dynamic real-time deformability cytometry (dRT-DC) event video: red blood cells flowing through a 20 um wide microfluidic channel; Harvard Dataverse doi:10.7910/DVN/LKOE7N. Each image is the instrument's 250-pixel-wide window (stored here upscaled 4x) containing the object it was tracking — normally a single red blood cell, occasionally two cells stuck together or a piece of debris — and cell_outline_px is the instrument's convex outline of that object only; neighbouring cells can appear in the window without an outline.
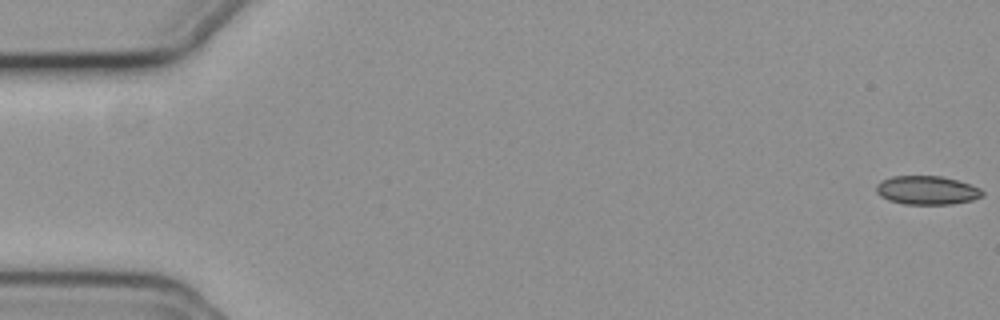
{"species": "common noctule bat (a hibernating species)", "species_latin": "Nyctalus noctula", "temperature_condition": "cold", "stored_images_in_passage": 57, "camera_frame_rate_fps": 3000, "um_per_image_px": 0.085, "animal": {"sex": "female", "body_mass_g": 19.3, "forearm_length_mm": 54.1}, "frame": {"image": 1, "passage_image": 1, "time_ms": 0.0, "image_size_px": [1000, 320], "cell_outline_px": [[984, 196], [972, 200], [952, 204], [904, 204], [888, 200], [880, 196], [876, 192], [876, 184], [880, 180], [892, 176], [940, 176], [956, 180], [980, 188], [984, 192]], "centroid_in_image_um": [78.76, 16.17], "position_along_channel_um": 6.2, "area_um2": 17.8}}
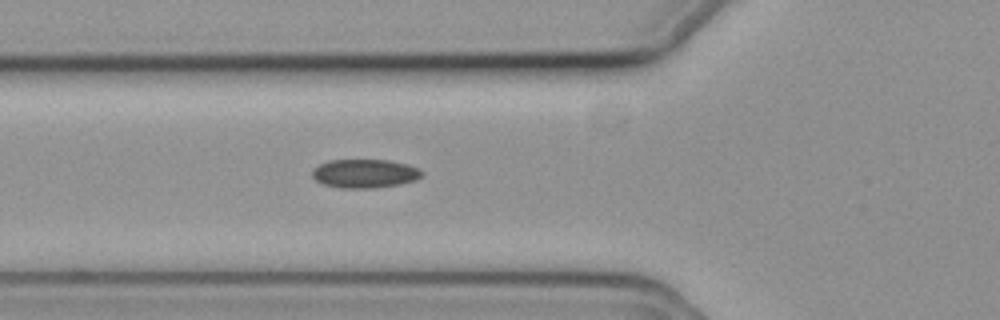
{"frame": {"image": 2, "passage_image": 21, "time_ms": 6.667, "image_size_px": [1000, 320], "cell_outline_px": [[424, 172], [416, 180], [400, 184], [376, 188], [340, 188], [324, 184], [316, 180], [312, 176], [312, 172], [320, 164], [328, 160], [388, 160], [408, 164]], "centroid_in_image_um": [31.01, 14.75], "position_along_channel_um": 94.8, "area_um2": 18.26}}
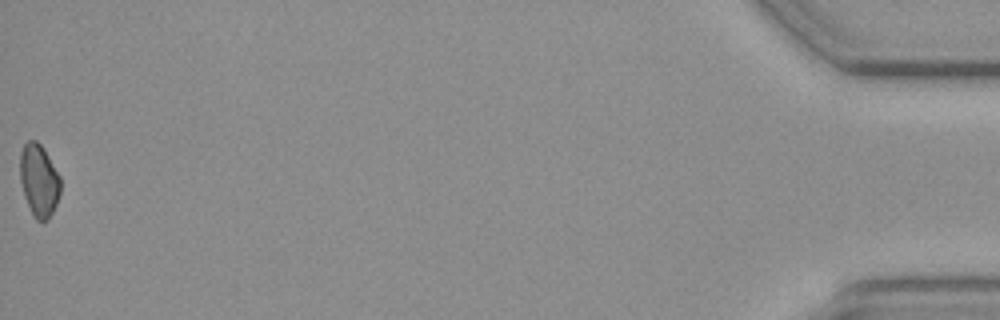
{"frame": {"image": 3, "passage_image": 57, "time_ms": 18.667, "image_size_px": [1000, 320], "cell_outline_px": [[60, 192], [56, 204], [48, 220], [36, 220], [24, 196], [20, 180], [20, 152], [24, 144], [28, 140], [36, 140], [44, 148], [60, 176]], "centroid_in_image_um": [3.31, 15.3], "position_along_channel_um": 431.9, "area_um2": 16.99}, "authors_computed_cell_mechanics": {"area_um2": 18.0914, "velocity_mm_per_s": 3.715, "shape_relaxation_time_tau1_ms": 4.7907, "shape_relaxation_time_tau2_ms": null, "deformation_change_tau1": 0.0511, "deformation_change_tau2": null}}